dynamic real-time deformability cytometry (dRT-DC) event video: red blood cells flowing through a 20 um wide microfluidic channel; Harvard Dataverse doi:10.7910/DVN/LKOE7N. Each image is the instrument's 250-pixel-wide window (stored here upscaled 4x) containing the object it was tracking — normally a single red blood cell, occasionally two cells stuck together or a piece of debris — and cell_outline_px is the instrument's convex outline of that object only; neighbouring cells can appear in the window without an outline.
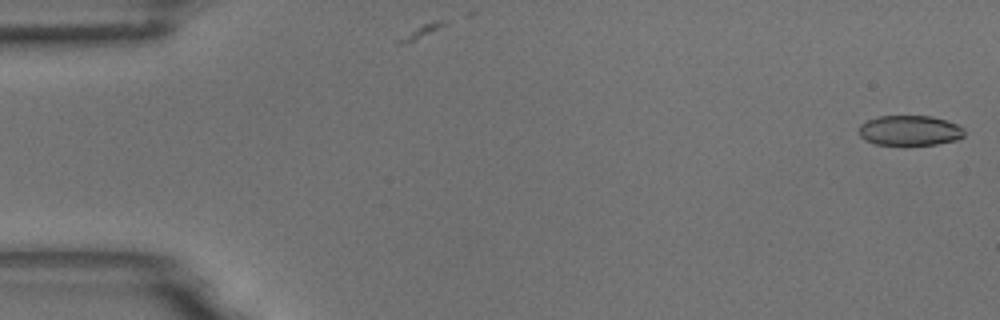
{"species": "common noctule bat (a hibernating species)", "species_latin": "Nyctalus noctula", "temperature_condition": "room temperature", "stored_images_in_passage": 11, "camera_frame_rate_fps": 3000, "um_per_image_px": 0.085, "animal": {"sex": "male", "body_mass_g": 18.8}, "frame": {"image": 1, "passage_image": 1, "time_ms": 0.0, "image_size_px": [1000, 320], "cell_outline_px": [[964, 136], [956, 140], [936, 144], [904, 148], [876, 144], [864, 140], [860, 136], [860, 124], [868, 120], [880, 116], [932, 116], [960, 124], [964, 128]], "centroid_in_image_um": [77.35, 11.14], "position_along_channel_um": 7.7, "area_um2": 19.31}}